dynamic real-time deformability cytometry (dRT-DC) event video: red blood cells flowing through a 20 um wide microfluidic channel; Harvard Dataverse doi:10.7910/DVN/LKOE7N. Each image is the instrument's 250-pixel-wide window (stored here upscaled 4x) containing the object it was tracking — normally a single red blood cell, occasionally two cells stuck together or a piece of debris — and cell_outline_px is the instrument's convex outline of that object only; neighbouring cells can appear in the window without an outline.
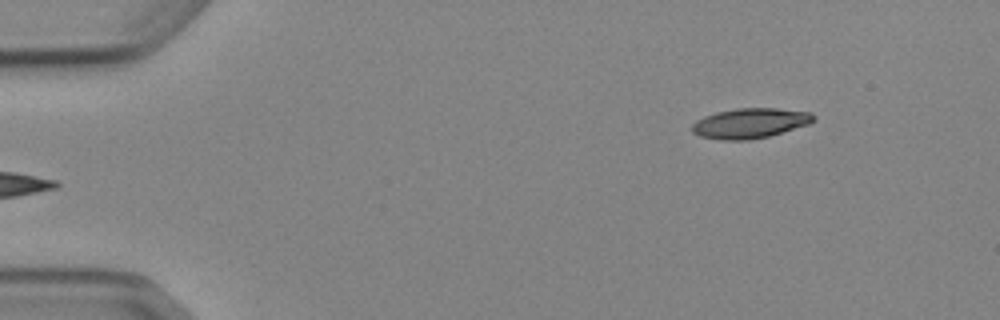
{"species": "Egyptian fruit bat (a non-hibernating species)", "species_latin": "Rousettus aegyptiacus", "temperature_condition": "cold", "stored_images_in_passage": 4, "camera_frame_rate_fps": 3000, "um_per_image_px": 0.085, "animal": {"sex": "female"}, "frame": {"image": 1, "passage_image": 4, "time_ms": 3.667, "image_size_px": [1000, 320], "cell_outline_px": [[816, 120], [808, 124], [768, 136], [748, 140], [720, 140], [700, 136], [692, 132], [692, 124], [696, 120], [704, 116], [716, 112], [736, 108], [776, 108], [812, 112], [816, 116]], "centroid_in_image_um": [63.75, 10.46], "position_along_channel_um": 21.2, "area_um2": 21.33}}